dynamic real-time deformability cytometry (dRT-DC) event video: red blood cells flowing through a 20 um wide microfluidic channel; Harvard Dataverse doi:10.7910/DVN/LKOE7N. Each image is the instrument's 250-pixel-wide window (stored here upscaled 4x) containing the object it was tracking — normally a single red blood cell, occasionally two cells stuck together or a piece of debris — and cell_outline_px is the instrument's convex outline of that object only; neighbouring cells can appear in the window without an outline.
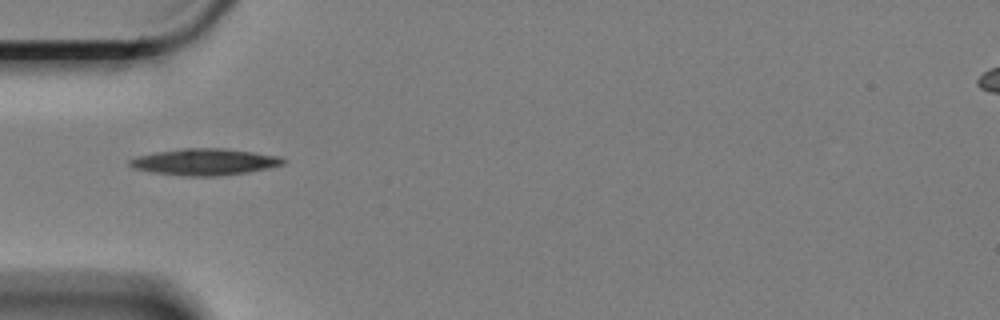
{"species": "Egyptian fruit bat (a non-hibernating species)", "species_latin": "Rousettus aegyptiacus", "temperature_condition": "cold", "stored_images_in_passage": 18, "camera_frame_rate_fps": 3000, "um_per_image_px": 0.085, "animal": {"sex": "female"}, "frame": {"image": 1, "passage_image": 1, "time_ms": 0.0, "image_size_px": [1000, 320], "cell_outline_px": [[288, 160], [284, 164], [268, 168], [248, 172], [220, 176], [180, 176], [152, 172], [132, 168], [128, 164], [128, 160], [140, 156], [156, 152], [184, 148], [224, 148], [280, 156]], "centroid_in_image_um": [17.41, 13.77], "position_along_channel_um": 67.6, "area_um2": 23.81}}
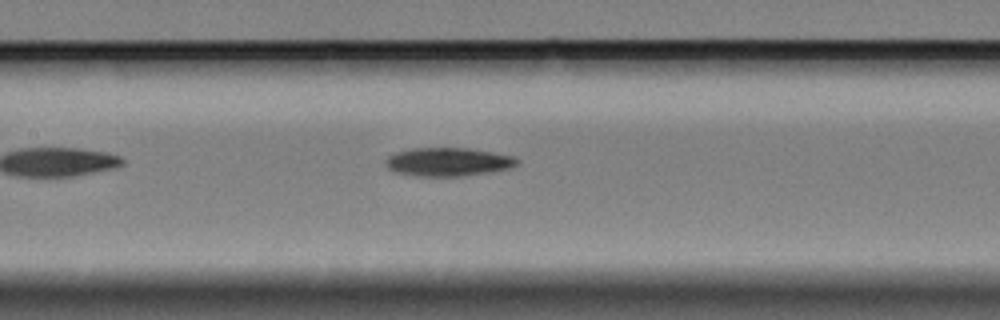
{"frame": {"image": 2, "passage_image": 10, "time_ms": 3.0, "image_size_px": [1000, 320], "cell_outline_px": [[520, 160], [512, 168], [492, 172], [460, 176], [416, 176], [396, 172], [388, 168], [384, 164], [384, 160], [388, 156], [396, 152], [412, 148], [468, 148], [492, 152], [512, 156]], "centroid_in_image_um": [38.07, 13.76], "position_along_channel_um": 169.3, "area_um2": 21.91}}
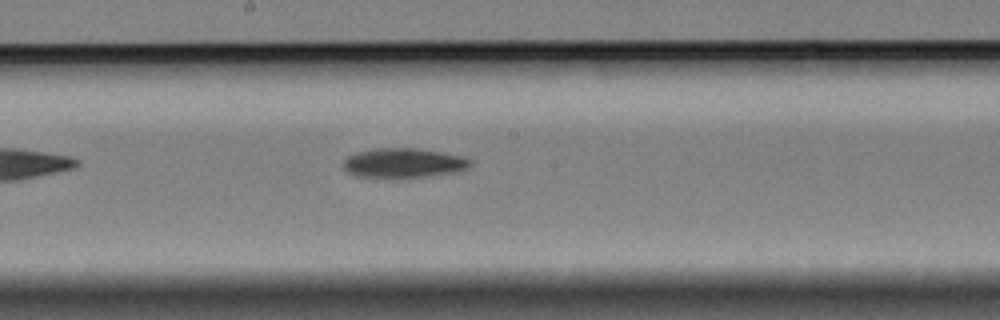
{"frame": {"image": 3, "passage_image": 14, "time_ms": 4.333, "image_size_px": [1000, 320], "cell_outline_px": [[472, 164], [468, 168], [456, 172], [424, 176], [356, 176], [348, 172], [344, 168], [344, 160], [348, 156], [356, 152], [376, 148], [412, 148], [440, 152], [460, 156], [472, 160]], "centroid_in_image_um": [34.31, 13.83], "position_along_channel_um": 213.9, "area_um2": 21.27}}